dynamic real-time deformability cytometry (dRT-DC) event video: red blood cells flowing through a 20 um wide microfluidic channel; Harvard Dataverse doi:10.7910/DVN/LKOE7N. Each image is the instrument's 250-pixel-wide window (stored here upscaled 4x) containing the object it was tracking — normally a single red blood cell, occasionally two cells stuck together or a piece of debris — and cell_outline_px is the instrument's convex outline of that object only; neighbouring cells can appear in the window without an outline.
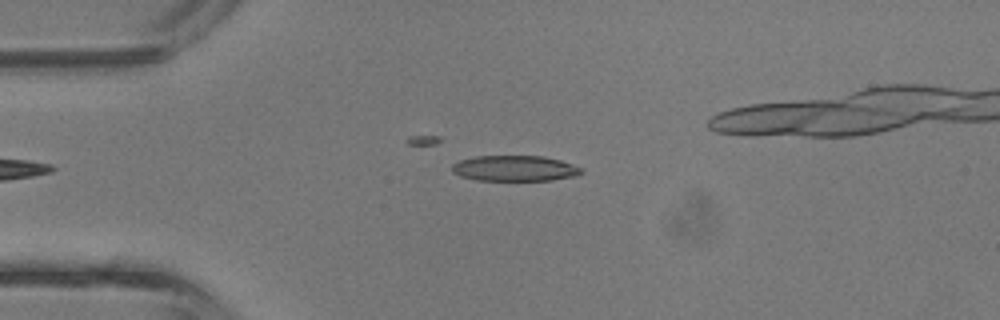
{"species": "common noctule bat (a hibernating species)", "species_latin": "Nyctalus noctula", "temperature_condition": "room temperature", "stored_images_in_passage": 29, "camera_frame_rate_fps": 3000, "um_per_image_px": 0.085, "animal": {"sex": "male", "body_mass_g": 13.3}, "frame": {"image": 1, "passage_image": 8, "time_ms": 2.333, "image_size_px": [1000, 320], "cell_outline_px": [[584, 172], [576, 176], [552, 180], [476, 180], [460, 176], [452, 172], [452, 164], [460, 160], [476, 156], [544, 156], [560, 160], [584, 168]], "centroid_in_image_um": [43.78, 14.31], "position_along_channel_um": 41.2, "area_um2": 19.42}}
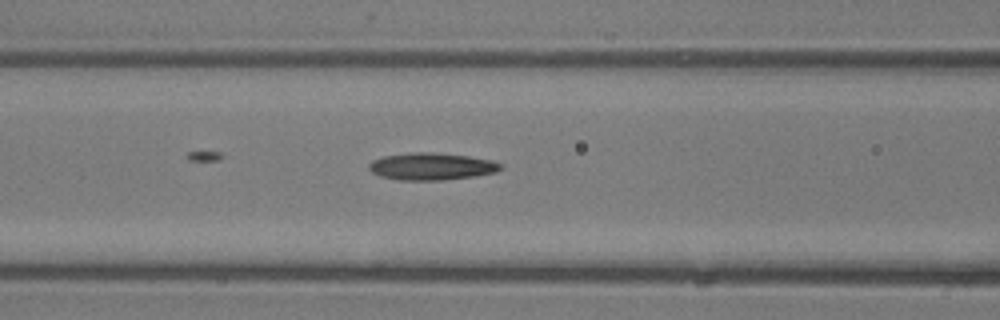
{"frame": {"image": 2, "passage_image": 15, "time_ms": 4.667, "image_size_px": [1000, 320], "cell_outline_px": [[504, 168], [496, 172], [476, 176], [444, 180], [400, 180], [380, 176], [372, 172], [368, 168], [368, 164], [372, 160], [384, 156], [408, 152], [432, 152], [468, 156], [492, 160], [500, 164]], "centroid_in_image_um": [36.68, 14.14], "position_along_channel_um": 129.9, "area_um2": 20.98}}
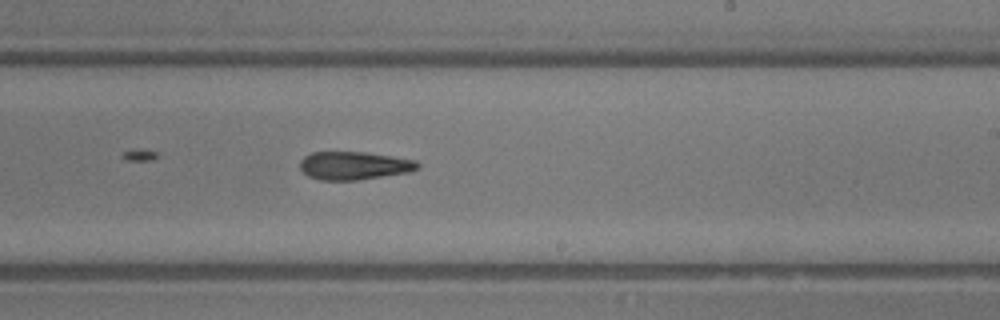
{"frame": {"image": 3, "passage_image": 23, "time_ms": 7.333, "image_size_px": [1000, 320], "cell_outline_px": [[420, 168], [412, 172], [356, 180], [320, 180], [308, 176], [300, 168], [300, 160], [304, 156], [312, 152], [364, 152], [392, 156], [416, 160], [420, 164]], "centroid_in_image_um": [30.12, 14.08], "position_along_channel_um": 258.9, "area_um2": 19.42}}